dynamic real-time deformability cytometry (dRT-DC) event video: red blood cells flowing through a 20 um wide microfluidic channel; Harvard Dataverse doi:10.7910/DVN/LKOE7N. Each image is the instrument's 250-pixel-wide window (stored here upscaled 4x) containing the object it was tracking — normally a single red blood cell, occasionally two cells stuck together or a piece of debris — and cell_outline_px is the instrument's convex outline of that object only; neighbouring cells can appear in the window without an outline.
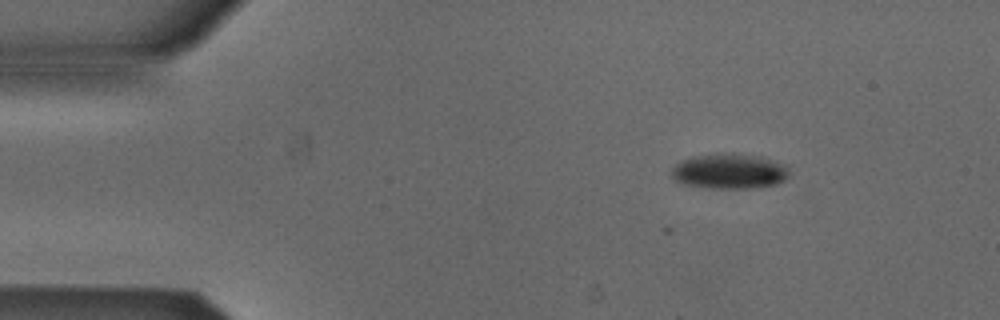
{"species": "Egyptian fruit bat (a non-hibernating species)", "species_latin": "Rousettus aegyptiacus", "temperature_condition": "cold", "stored_images_in_passage": 2, "camera_frame_rate_fps": 3000, "um_per_image_px": 0.085, "animal": {"sex": "male"}, "frame": {"image": 1, "passage_image": 2, "time_ms": 0.333, "image_size_px": [1000, 320], "cell_outline_px": [[788, 176], [784, 180], [776, 184], [760, 188], [708, 188], [680, 184], [672, 176], [672, 168], [680, 160], [692, 156], [720, 152], [724, 152], [764, 156], [788, 164]], "centroid_in_image_um": [62.02, 14.54], "position_along_channel_um": 23.0, "area_um2": 24.85}}